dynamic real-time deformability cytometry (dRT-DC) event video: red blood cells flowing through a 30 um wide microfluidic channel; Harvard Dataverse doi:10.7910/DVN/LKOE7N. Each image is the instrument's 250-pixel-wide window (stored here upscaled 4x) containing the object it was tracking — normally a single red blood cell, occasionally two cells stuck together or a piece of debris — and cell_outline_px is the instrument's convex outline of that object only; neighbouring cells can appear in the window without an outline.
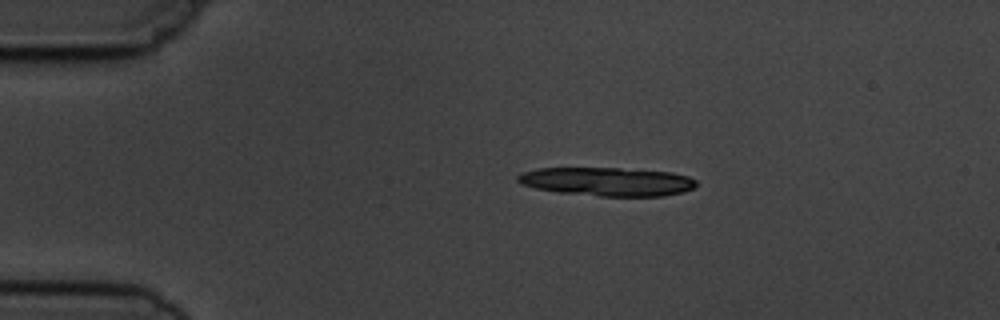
{"species": "common noctule bat (a hibernating species)", "species_latin": "Nyctalus noctula", "temperature_condition": "cold", "stored_images_in_passage": 4, "camera_frame_rate_fps": 3000, "um_per_image_px": 0.085, "animal": {"sex": "male", "body_mass_g": 19.5, "forearm_length_mm": 54.6}, "frame": {"image": 1, "passage_image": 1, "time_ms": 0.0, "image_size_px": [1000, 320], "cell_outline_px": [[696, 184], [692, 188], [684, 192], [664, 196], [600, 196], [560, 192], [536, 188], [520, 184], [516, 180], [516, 176], [524, 172], [540, 168], [620, 168], [672, 172], [688, 176], [696, 180]], "centroid_in_image_um": [51.63, 15.43], "position_along_channel_um": 33.4, "area_um2": 29.71}}
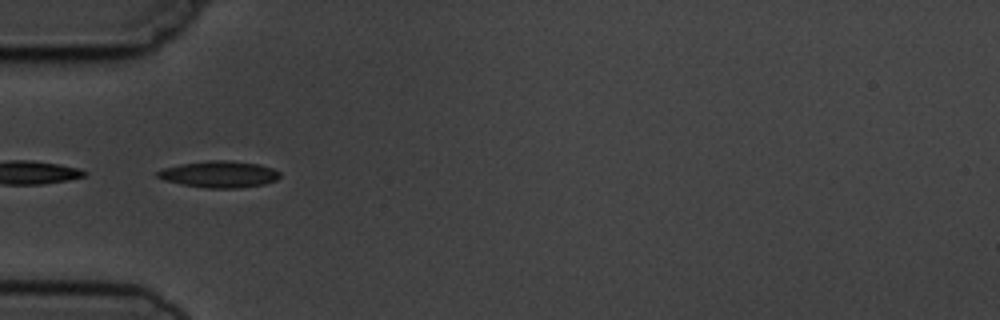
{"frame": {"image": 2, "passage_image": 3, "time_ms": 2.333, "image_size_px": [1000, 320], "cell_outline_px": [[280, 176], [276, 180], [264, 184], [240, 188], [208, 188], [184, 184], [164, 180], [156, 176], [156, 172], [164, 168], [180, 164], [208, 160], [228, 160], [260, 164], [272, 168], [280, 172]], "centroid_in_image_um": [18.66, 14.8], "position_along_channel_um": 66.3, "area_um2": 18.9}}